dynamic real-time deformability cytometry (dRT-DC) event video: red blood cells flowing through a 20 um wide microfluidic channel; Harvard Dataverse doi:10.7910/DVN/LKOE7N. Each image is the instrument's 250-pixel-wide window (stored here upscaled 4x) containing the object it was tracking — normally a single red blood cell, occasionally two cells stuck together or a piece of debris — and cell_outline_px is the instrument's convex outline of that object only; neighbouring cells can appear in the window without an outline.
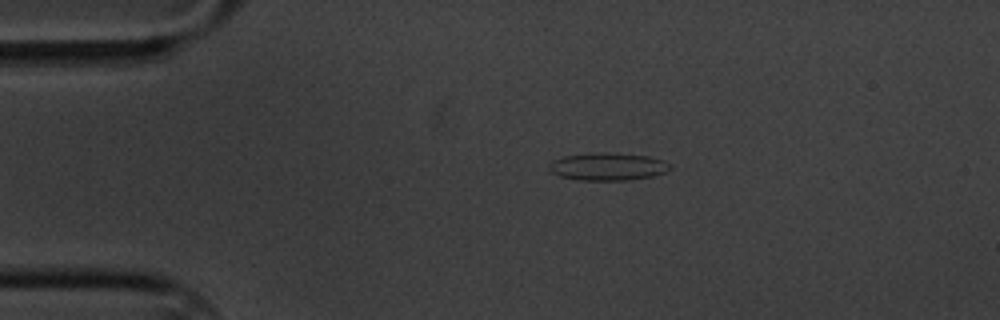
{"species": "common noctule bat (a hibernating species)", "species_latin": "Nyctalus noctula", "temperature_condition": "cold", "stored_images_in_passage": 48, "camera_frame_rate_fps": 3000, "um_per_image_px": 0.085, "animal": {"sex": "male", "body_mass_g": 20.1, "forearm_length_mm": 53.5}, "frame": {"image": 1, "passage_image": 1, "time_ms": 0.0, "image_size_px": [1000, 320], "cell_outline_px": [[672, 168], [664, 172], [652, 176], [628, 180], [580, 180], [560, 176], [552, 172], [548, 168], [548, 164], [552, 160], [564, 156], [604, 152], [612, 152], [648, 156], [664, 160], [672, 164]], "centroid_in_image_um": [51.68, 14.15], "position_along_channel_um": 33.3, "area_um2": 19.54}}
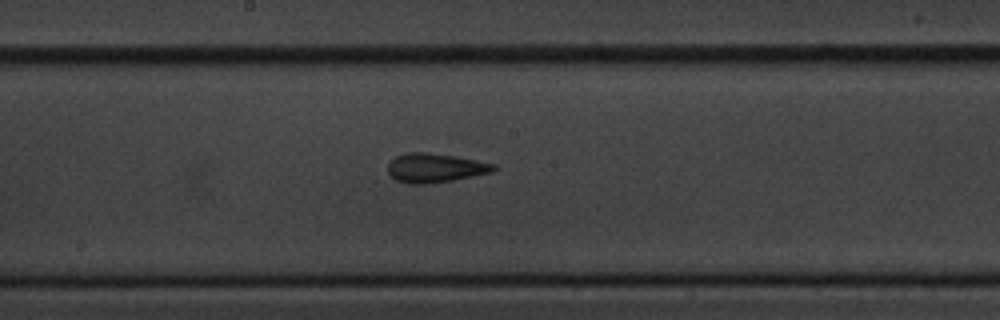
{"frame": {"image": 2, "passage_image": 20, "time_ms": 6.333, "image_size_px": [1000, 320], "cell_outline_px": [[496, 168], [492, 172], [452, 180], [424, 184], [408, 184], [396, 180], [388, 172], [388, 164], [396, 156], [408, 152], [424, 152], [456, 156], [496, 164]], "centroid_in_image_um": [36.97, 14.27], "position_along_channel_um": 211.2, "area_um2": 17.8}}
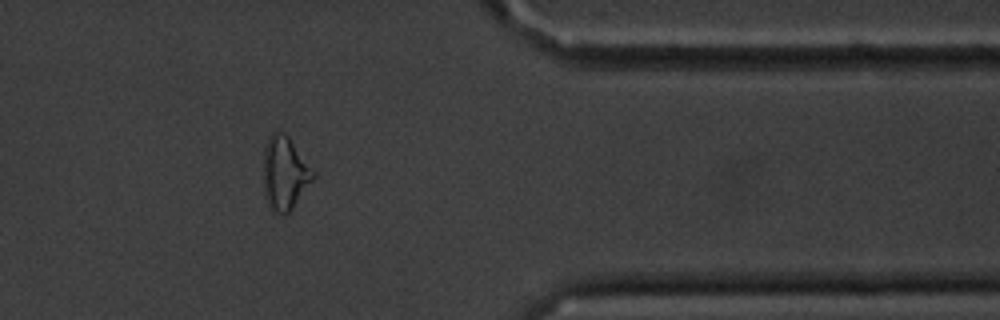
{"frame": {"image": 3, "passage_image": 37, "time_ms": 12.0, "image_size_px": [1000, 320], "cell_outline_px": [[316, 176], [292, 208], [288, 212], [272, 212], [268, 208], [264, 196], [264, 148], [272, 132], [280, 132], [288, 136], [316, 172]], "centroid_in_image_um": [24.21, 14.73], "position_along_channel_um": 387.2, "area_um2": 21.15}, "authors_computed_cell_mechanics": {"area_um2": 17.7735, "velocity_mm_per_s": 3.4053, "shape_relaxation_time_tau1_ms": 5.2993, "shape_relaxation_time_tau2_ms": 2.7734, "deformation_change_tau1": 0.1309, "deformation_change_tau2": 0.1165}}